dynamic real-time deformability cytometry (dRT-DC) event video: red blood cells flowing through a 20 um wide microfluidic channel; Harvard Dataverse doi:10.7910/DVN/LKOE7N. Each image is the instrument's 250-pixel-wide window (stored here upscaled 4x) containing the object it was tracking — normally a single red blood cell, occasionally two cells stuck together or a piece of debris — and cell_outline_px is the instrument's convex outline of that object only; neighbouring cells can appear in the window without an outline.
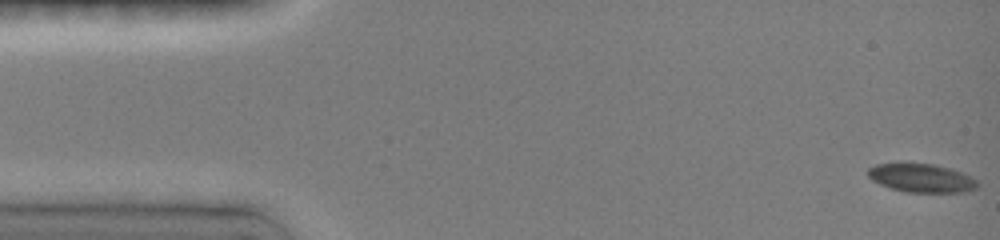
{"species": "common noctule bat (a hibernating species)", "species_latin": "Nyctalus noctula", "temperature_condition": "room temperature", "stored_images_in_passage": 54, "camera_frame_rate_fps": 3000, "um_per_image_px": 0.085, "animal": {"sex": "female", "body_mass_g": 19.0, "forearm_length_mm": 51.5}, "frame": {"image": 1, "passage_image": 1, "time_ms": 0.0, "image_size_px": [1000, 240], "cell_outline_px": [[980, 184], [976, 188], [964, 192], [904, 192], [880, 184], [872, 180], [868, 176], [868, 168], [876, 164], [900, 160], [932, 164], [952, 168], [976, 180]], "centroid_in_image_um": [78.26, 15.08], "position_along_channel_um": 6.7, "area_um2": 18.79}}
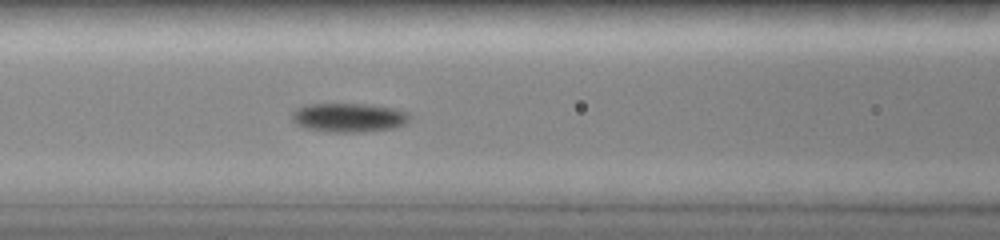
{"frame": {"image": 2, "passage_image": 26, "time_ms": 6.333, "image_size_px": [1000, 240], "cell_outline_px": [[412, 116], [404, 124], [392, 128], [364, 132], [328, 132], [304, 128], [296, 124], [292, 120], [292, 112], [296, 108], [308, 104], [364, 104], [396, 108], [408, 112]], "centroid_in_image_um": [29.64, 9.99], "position_along_channel_um": 137.0, "area_um2": 20.06}}
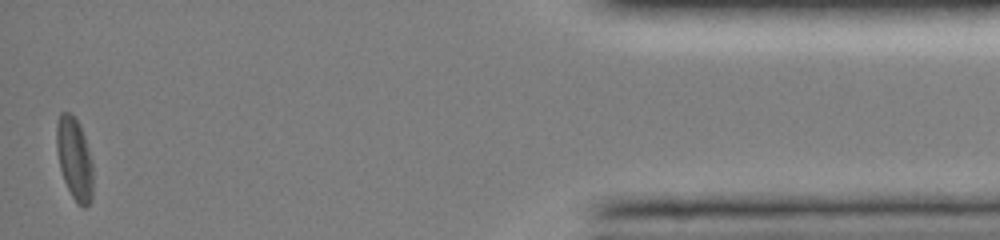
{"frame": {"image": 3, "passage_image": 54, "time_ms": 15.333, "image_size_px": [1000, 240], "cell_outline_px": [[92, 200], [84, 208], [76, 204], [64, 180], [60, 168], [56, 148], [56, 124], [60, 112], [68, 112], [80, 124], [88, 148], [92, 164]], "centroid_in_image_um": [6.32, 13.5], "position_along_channel_um": 428.9, "area_um2": 17.46}, "authors_computed_cell_mechanics": {"area_um2": 18.8139, "velocity_mm_per_s": 4.0217, "shape_relaxation_time_tau1_ms": 2.2929, "shape_relaxation_time_tau2_ms": 4.6665, "deformation_change_tau1": 0.1181, "deformation_change_tau2": 0.0511}}